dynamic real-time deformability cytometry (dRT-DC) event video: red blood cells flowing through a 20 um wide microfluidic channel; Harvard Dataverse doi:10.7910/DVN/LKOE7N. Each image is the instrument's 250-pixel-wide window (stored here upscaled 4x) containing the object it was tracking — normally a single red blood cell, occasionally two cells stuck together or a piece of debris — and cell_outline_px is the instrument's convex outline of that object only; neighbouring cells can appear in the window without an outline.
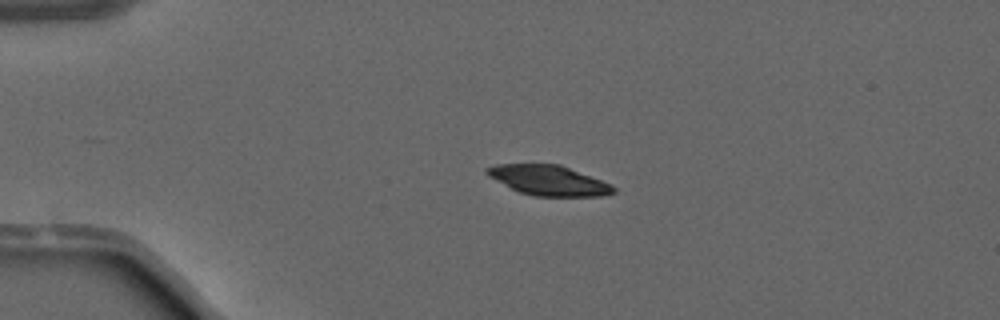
{"species": "common noctule bat (a hibernating species)", "species_latin": "Nyctalus noctula", "temperature_condition": "warm", "stored_images_in_passage": 51, "camera_frame_rate_fps": 3000, "um_per_image_px": 0.085, "animal": {"sex": "male", "forearm_length_mm": 52.5}, "frame": {"image": 1, "passage_image": 12, "time_ms": 3.667, "image_size_px": [1000, 320], "cell_outline_px": [[616, 192], [600, 196], [532, 196], [520, 192], [488, 176], [484, 172], [484, 168], [496, 164], [560, 164], [612, 184], [616, 188]], "centroid_in_image_um": [46.64, 15.32], "position_along_channel_um": 38.4, "area_um2": 22.14}}
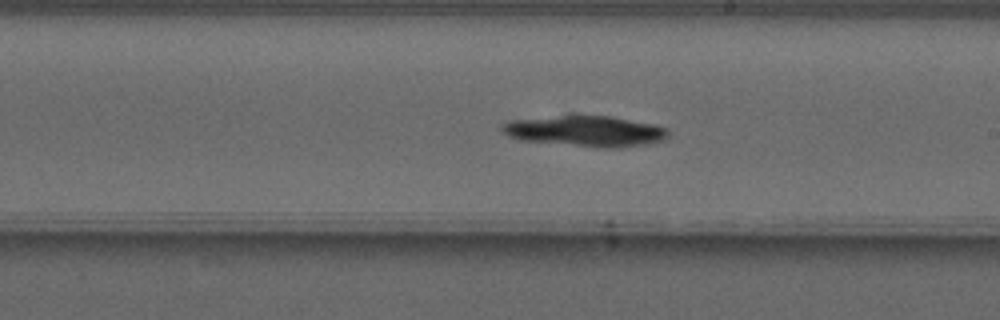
{"frame": {"image": 2, "passage_image": 30, "time_ms": 9.667, "image_size_px": [1000, 320], "cell_outline_px": [[668, 136], [664, 140], [648, 144], [620, 148], [596, 148], [520, 140], [508, 136], [500, 128], [500, 124], [508, 120], [572, 112], [576, 112], [608, 116], [652, 124], [668, 128]], "centroid_in_image_um": [49.68, 11.11], "position_along_channel_um": 239.3, "area_um2": 31.27}}
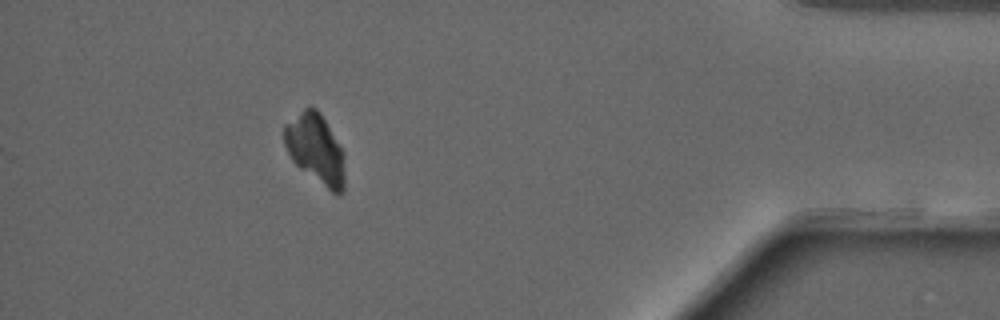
{"frame": {"image": 3, "passage_image": 46, "time_ms": 15.0, "image_size_px": [1000, 320], "cell_outline_px": [[344, 192], [340, 196], [332, 192], [300, 168], [292, 160], [284, 144], [284, 124], [308, 104], [316, 108], [320, 112], [344, 152]], "centroid_in_image_um": [26.83, 12.63], "position_along_channel_um": 408.4, "area_um2": 24.74}, "authors_computed_cell_mechanics": {"area_um2": 25.5476, "velocity_mm_per_s": 4.0695, "shape_relaxation_time_tau1_ms": 3.8918, "shape_relaxation_time_tau2_ms": null, "deformation_change_tau1": 0.087, "deformation_change_tau2": null}}